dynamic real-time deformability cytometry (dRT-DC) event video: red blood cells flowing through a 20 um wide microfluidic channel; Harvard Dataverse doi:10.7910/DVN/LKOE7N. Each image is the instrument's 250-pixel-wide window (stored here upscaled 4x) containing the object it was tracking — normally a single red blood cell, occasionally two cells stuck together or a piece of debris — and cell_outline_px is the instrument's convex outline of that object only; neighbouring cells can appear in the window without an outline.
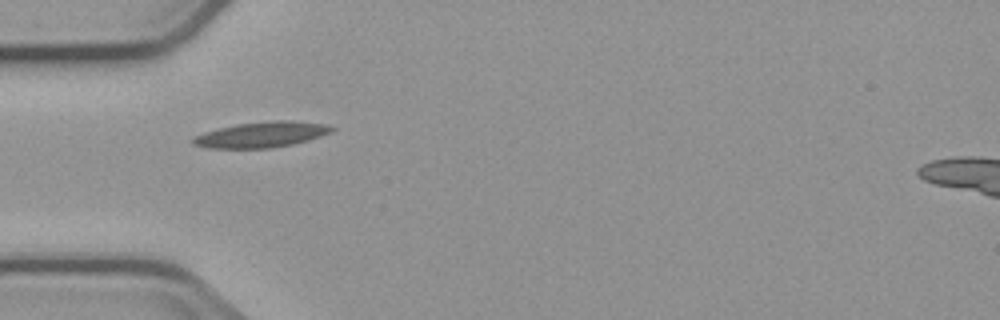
{"species": "common noctule bat (a hibernating species)", "species_latin": "Nyctalus noctula", "temperature_condition": "cold", "stored_images_in_passage": 4, "camera_frame_rate_fps": 3000, "um_per_image_px": 0.085, "animal": {"sex": "male", "body_mass_g": 23.1, "forearm_length_mm": 52.7}, "frame": {"image": 1, "passage_image": 1, "time_ms": 0.0, "image_size_px": [1000, 320], "cell_outline_px": [[336, 128], [332, 132], [308, 140], [292, 144], [272, 148], [208, 148], [192, 144], [192, 140], [196, 136], [204, 132], [236, 124], [276, 120], [292, 120], [328, 124]], "centroid_in_image_um": [22.28, 11.43], "position_along_channel_um": 62.7, "area_um2": 20.69}}
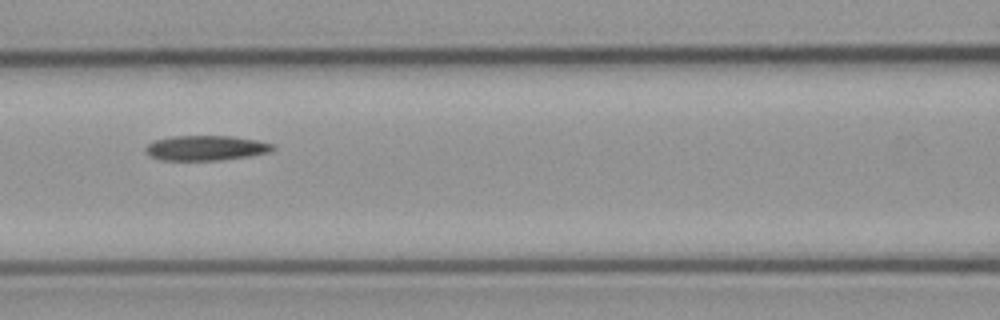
{"frame": {"image": 2, "passage_image": 3, "time_ms": 2.333, "image_size_px": [1000, 320], "cell_outline_px": [[276, 148], [272, 152], [248, 156], [220, 160], [160, 160], [144, 152], [144, 148], [152, 140], [172, 136], [232, 136], [256, 140], [272, 144]], "centroid_in_image_um": [17.48, 12.57], "position_along_channel_um": 149.1, "area_um2": 18.61}}
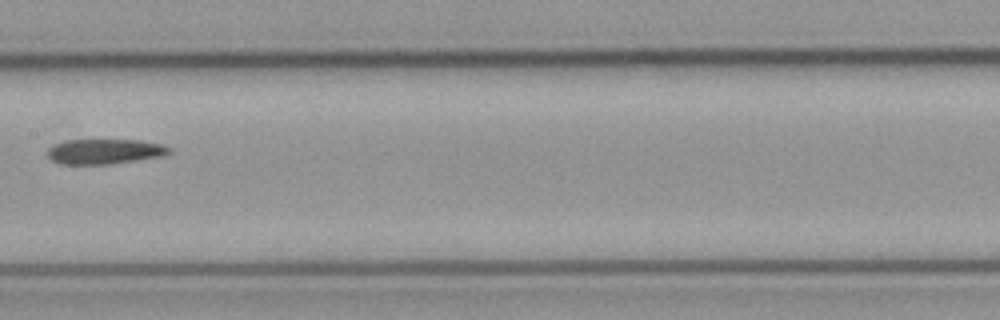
{"frame": {"image": 3, "passage_image": 4, "time_ms": 3.667, "image_size_px": [1000, 320], "cell_outline_px": [[172, 152], [164, 156], [108, 164], [60, 164], [52, 160], [48, 156], [48, 148], [64, 140], [140, 140], [164, 144], [172, 148]], "centroid_in_image_um": [8.95, 12.87], "position_along_channel_um": 198.4, "area_um2": 17.86}}